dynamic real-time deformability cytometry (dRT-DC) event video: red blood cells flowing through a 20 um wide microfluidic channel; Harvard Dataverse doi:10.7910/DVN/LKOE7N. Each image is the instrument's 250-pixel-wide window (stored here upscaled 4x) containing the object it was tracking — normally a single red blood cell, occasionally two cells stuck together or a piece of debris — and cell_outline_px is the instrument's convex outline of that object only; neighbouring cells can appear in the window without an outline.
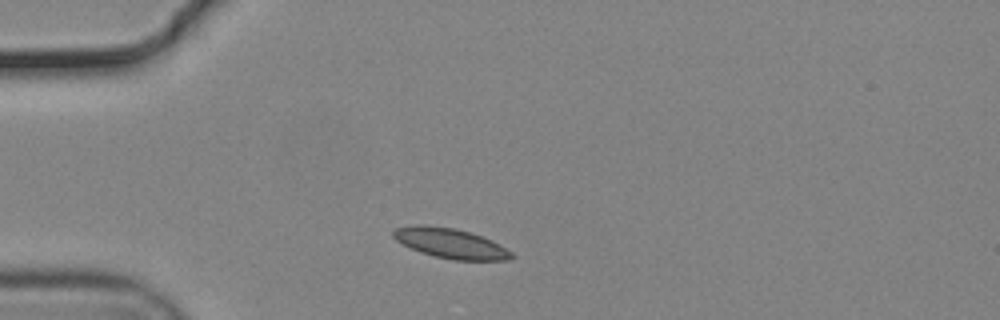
{"species": "common noctule bat (a hibernating species)", "species_latin": "Nyctalus noctula", "temperature_condition": "cold", "stored_images_in_passage": 36, "camera_frame_rate_fps": 3000, "um_per_image_px": 0.085, "animal": {"sex": "male", "body_mass_g": 19.2, "forearm_length_mm": 51.8}, "frame": {"image": 1, "passage_image": 1, "time_ms": 0.0, "image_size_px": [1000, 320], "cell_outline_px": [[516, 256], [512, 260], [452, 260], [420, 252], [396, 240], [392, 236], [392, 232], [396, 228], [416, 224], [420, 224], [456, 228], [472, 232], [492, 240], [512, 252]], "centroid_in_image_um": [38.33, 20.67], "position_along_channel_um": 46.7, "area_um2": 20.75}}
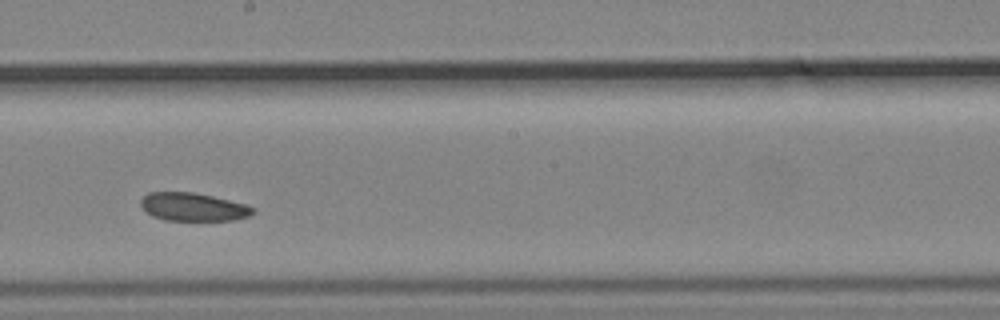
{"frame": {"image": 2, "passage_image": 18, "time_ms": 5.667, "image_size_px": [1000, 320], "cell_outline_px": [[256, 212], [248, 216], [232, 220], [164, 220], [152, 216], [140, 204], [140, 200], [148, 192], [192, 192], [212, 196], [244, 204], [256, 208]], "centroid_in_image_um": [16.42, 17.59], "position_along_channel_um": 231.8, "area_um2": 18.26}}
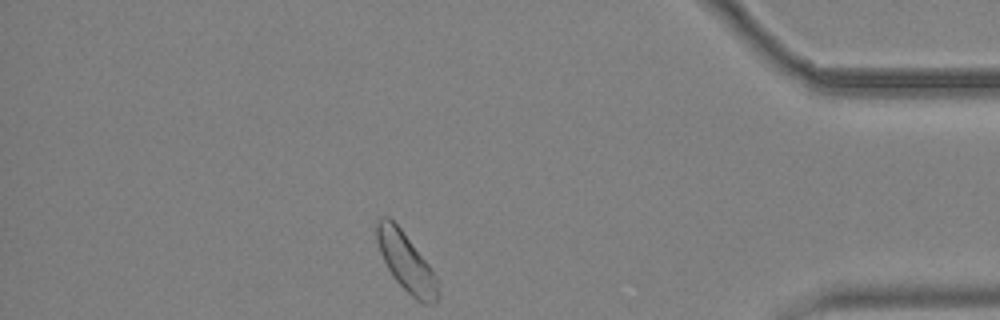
{"frame": {"image": 3, "passage_image": 35, "time_ms": 11.333, "image_size_px": [1000, 320], "cell_outline_px": [[440, 292], [436, 300], [432, 304], [424, 304], [416, 300], [392, 276], [380, 252], [376, 240], [376, 224], [384, 216], [388, 216], [400, 228], [428, 264], [436, 276], [440, 284]], "centroid_in_image_um": [34.54, 22.31], "position_along_channel_um": 400.7, "area_um2": 20.58}, "authors_computed_cell_mechanics": {"area_um2": 19.7676, "velocity_mm_per_s": 3.6493, "shape_relaxation_time_tau1_ms": 5.1667, "shape_relaxation_time_tau2_ms": null, "deformation_change_tau1": 0.0619, "deformation_change_tau2": null}}